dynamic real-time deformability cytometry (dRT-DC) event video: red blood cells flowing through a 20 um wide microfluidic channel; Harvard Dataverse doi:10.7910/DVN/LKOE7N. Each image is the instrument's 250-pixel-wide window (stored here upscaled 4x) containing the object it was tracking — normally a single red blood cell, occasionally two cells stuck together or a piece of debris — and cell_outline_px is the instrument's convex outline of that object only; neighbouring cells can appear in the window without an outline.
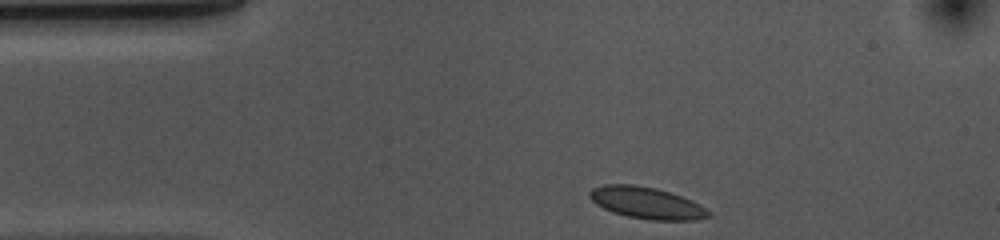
{"species": "common noctule bat (a hibernating species)", "species_latin": "Nyctalus noctula", "temperature_condition": "cold", "stored_images_in_passage": 34, "camera_frame_rate_fps": 3000, "um_per_image_px": 0.085, "animal": {"sex": "female", "body_mass_g": 10.0, "forearm_length_mm": 53.1}, "frame": {"image": 1, "passage_image": 1, "time_ms": 0.0, "image_size_px": [1000, 240], "cell_outline_px": [[712, 216], [696, 220], [648, 220], [628, 216], [612, 212], [596, 204], [588, 196], [588, 192], [592, 188], [604, 184], [632, 184], [656, 188], [692, 200], [700, 204], [712, 212]], "centroid_in_image_um": [54.98, 17.25], "position_along_channel_um": 30.0, "area_um2": 22.08}}
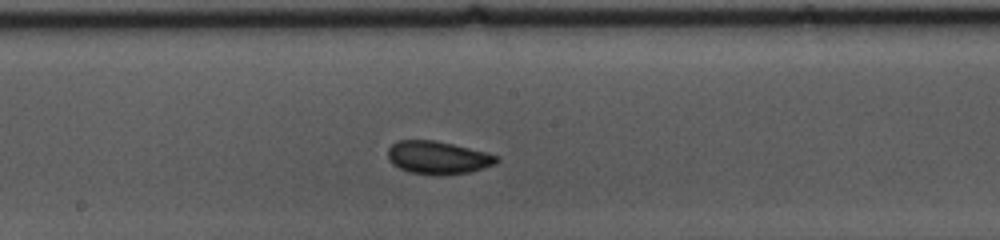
{"frame": {"image": 2, "passage_image": 19, "time_ms": 6.0, "image_size_px": [1000, 240], "cell_outline_px": [[500, 160], [496, 164], [484, 168], [468, 172], [440, 176], [436, 176], [408, 172], [392, 164], [388, 160], [388, 148], [396, 140], [436, 140], [500, 156]], "centroid_in_image_um": [37.21, 13.41], "position_along_channel_um": 211.0, "area_um2": 21.1}}
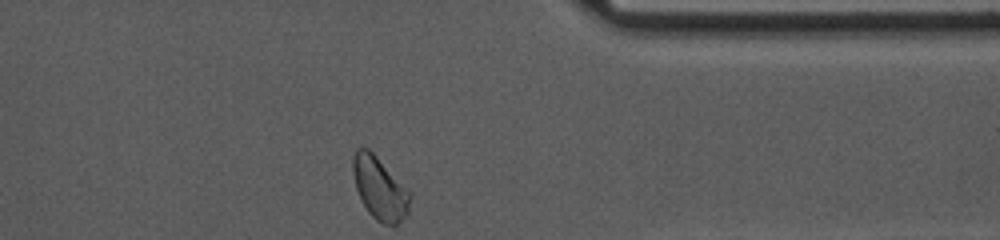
{"frame": {"image": 3, "passage_image": 34, "time_ms": 11.0, "image_size_px": [1000, 240], "cell_outline_px": [[412, 196], [408, 212], [396, 224], [384, 224], [376, 220], [368, 212], [360, 200], [356, 188], [352, 172], [352, 160], [356, 148], [368, 148], [412, 192]], "centroid_in_image_um": [32.27, 16.0], "position_along_channel_um": 379.1, "area_um2": 20.92}, "authors_computed_cell_mechanics": {"area_um2": 20.519, "velocity_mm_per_s": 3.6279, "shape_relaxation_time_tau1_ms": 4.7624, "shape_relaxation_time_tau2_ms": 2.3723, "deformation_change_tau1": 0.07, "deformation_change_tau2": 0.042}}